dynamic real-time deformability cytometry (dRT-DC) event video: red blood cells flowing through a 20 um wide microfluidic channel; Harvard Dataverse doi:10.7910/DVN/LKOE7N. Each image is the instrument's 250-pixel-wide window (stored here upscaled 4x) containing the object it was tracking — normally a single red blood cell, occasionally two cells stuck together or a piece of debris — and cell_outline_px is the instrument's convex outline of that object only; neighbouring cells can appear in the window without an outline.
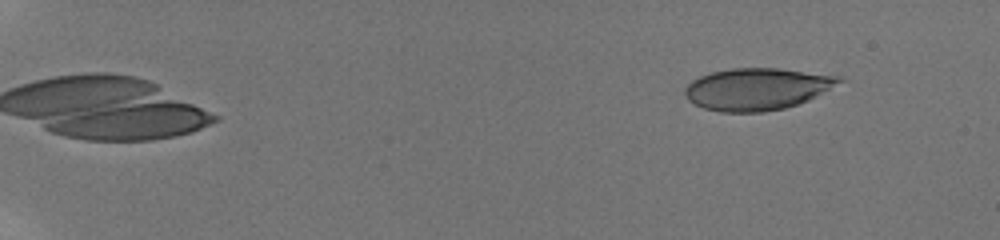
{"species": "human", "species_latin": "Homo sapiens", "temperature_condition": "room temperature", "stored_images_in_passage": 29, "camera_frame_rate_fps": 3000, "um_per_image_px": 0.085, "donor": {"sex": "male"}, "frame": {"image": 1, "passage_image": 6, "time_ms": 2.333, "image_size_px": [1000, 240], "cell_outline_px": [[844, 80], [808, 100], [784, 108], [764, 112], [720, 112], [704, 108], [688, 100], [684, 96], [684, 88], [692, 80], [700, 76], [712, 72], [732, 68], [780, 68], [844, 76]], "centroid_in_image_um": [64.34, 7.56], "position_along_channel_um": 20.7, "area_um2": 37.74}}
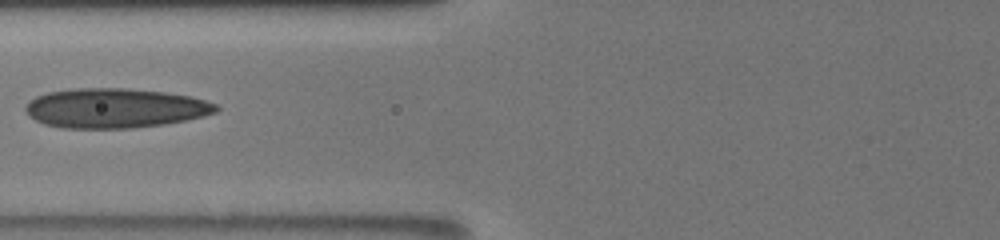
{"frame": {"image": 2, "passage_image": 21, "time_ms": 9.333, "image_size_px": [1000, 240], "cell_outline_px": [[220, 108], [216, 112], [204, 116], [164, 124], [132, 128], [64, 128], [44, 124], [28, 116], [24, 108], [36, 96], [48, 92], [72, 88], [128, 88], [164, 92], [188, 96], [204, 100], [216, 104]], "centroid_in_image_um": [9.76, 9.19], "position_along_channel_um": 116.0, "area_um2": 43.93}}
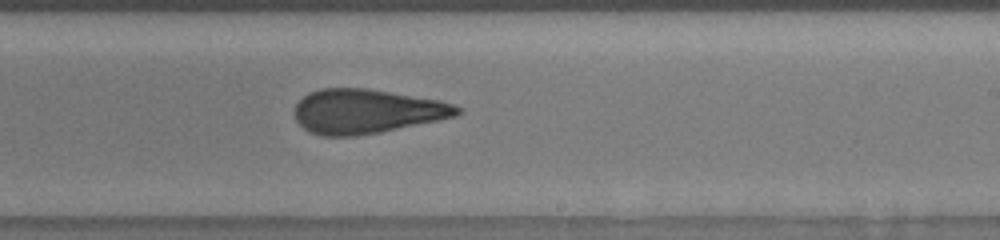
{"frame": {"image": 3, "passage_image": 29, "time_ms": 13.0, "image_size_px": [1000, 240], "cell_outline_px": [[464, 108], [456, 116], [380, 132], [356, 136], [324, 136], [308, 132], [296, 120], [296, 104], [308, 92], [320, 88], [364, 88], [440, 100], [456, 104]], "centroid_in_image_um": [31.17, 9.46], "position_along_channel_um": 257.8, "area_um2": 41.85}}